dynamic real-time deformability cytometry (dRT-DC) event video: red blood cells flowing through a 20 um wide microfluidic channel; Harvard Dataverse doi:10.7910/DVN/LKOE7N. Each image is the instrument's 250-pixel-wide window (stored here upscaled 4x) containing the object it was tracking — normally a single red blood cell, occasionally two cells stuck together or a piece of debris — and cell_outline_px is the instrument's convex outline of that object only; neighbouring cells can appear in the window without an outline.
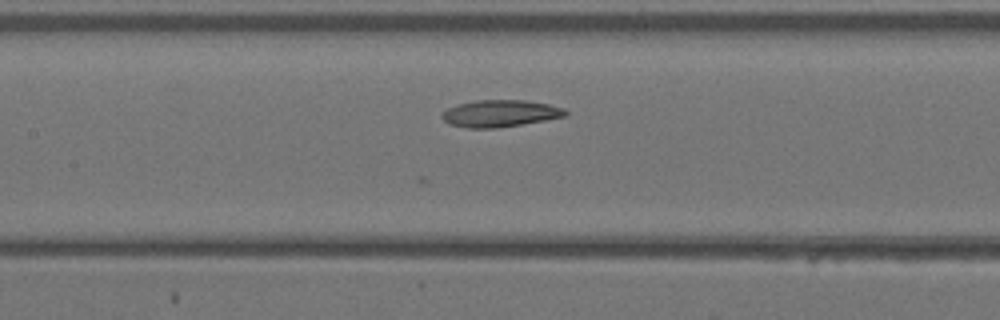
{"species": "Egyptian fruit bat (a non-hibernating species)", "species_latin": "Rousettus aegyptiacus", "temperature_condition": "warm", "stored_images_in_passage": 10, "camera_frame_rate_fps": 3000, "um_per_image_px": 0.085, "animal": {"sex": "female"}, "frame": {"image": 1, "passage_image": 8, "time_ms": 2.333, "image_size_px": [1000, 320], "cell_outline_px": [[568, 112], [564, 116], [544, 120], [496, 128], [468, 128], [448, 124], [440, 116], [448, 108], [460, 104], [476, 100], [524, 100], [548, 104], [564, 108]], "centroid_in_image_um": [42.49, 9.64], "position_along_channel_um": 164.9, "area_um2": 19.13}}